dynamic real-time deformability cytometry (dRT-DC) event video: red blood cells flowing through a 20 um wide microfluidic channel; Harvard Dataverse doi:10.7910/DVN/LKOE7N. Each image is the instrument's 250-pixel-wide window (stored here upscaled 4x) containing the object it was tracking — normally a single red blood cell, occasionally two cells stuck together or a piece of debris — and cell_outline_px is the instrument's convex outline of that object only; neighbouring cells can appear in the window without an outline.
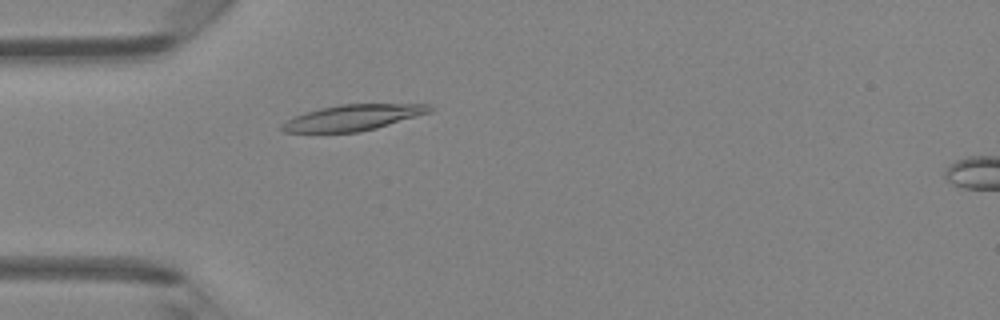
{"species": "Egyptian fruit bat (a non-hibernating species)", "species_latin": "Rousettus aegyptiacus", "temperature_condition": "room temperature", "stored_images_in_passage": 46, "camera_frame_rate_fps": 3000, "um_per_image_px": 0.085, "animal": {"sex": "female"}, "frame": {"image": 1, "passage_image": 12, "time_ms": 3.667, "image_size_px": [1000, 320], "cell_outline_px": [[436, 108], [432, 112], [376, 128], [360, 132], [284, 132], [280, 128], [280, 124], [292, 116], [304, 112], [320, 108], [340, 104], [428, 104]], "centroid_in_image_um": [30.0, 9.99], "position_along_channel_um": 55.0, "area_um2": 22.43}}
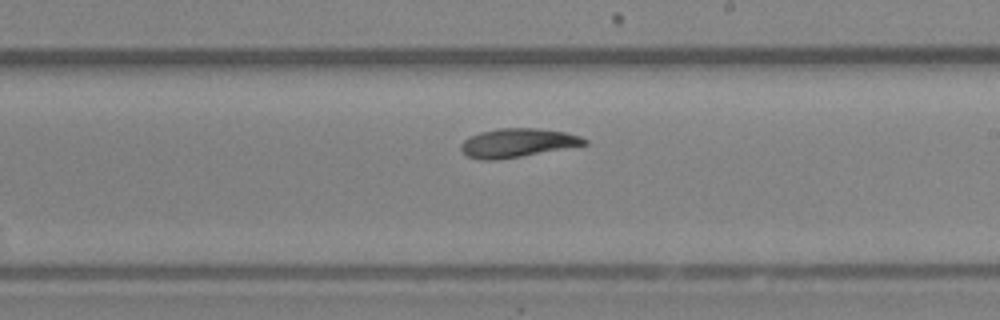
{"frame": {"image": 2, "passage_image": 26, "time_ms": 8.333, "image_size_px": [1000, 320], "cell_outline_px": [[588, 144], [500, 160], [480, 160], [468, 156], [460, 148], [460, 144], [464, 140], [480, 132], [500, 128], [536, 128], [564, 132], [580, 136], [588, 140]], "centroid_in_image_um": [43.98, 12.15], "position_along_channel_um": 245.0, "area_um2": 20.58}}
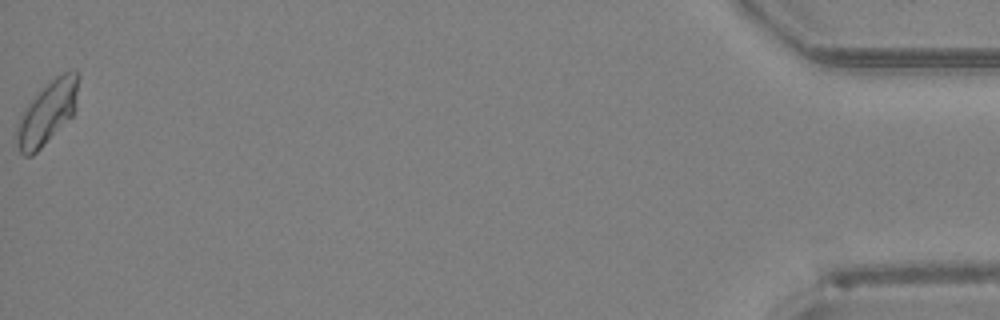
{"frame": {"image": 3, "passage_image": 46, "time_ms": 15.0, "image_size_px": [1000, 320], "cell_outline_px": [[80, 72], [76, 108], [72, 116], [32, 156], [24, 156], [20, 152], [16, 144], [16, 128], [20, 116], [24, 108], [56, 76], [64, 72], [76, 68]], "centroid_in_image_um": [4.05, 9.56], "position_along_channel_um": 431.2, "area_um2": 22.48}, "authors_computed_cell_mechanics": {"area_um2": 20.9814, "velocity_mm_per_s": 4.2286, "shape_relaxation_time_tau1_ms": null, "shape_relaxation_time_tau2_ms": 9.0768, "deformation_change_tau1": null, "deformation_change_tau2": 0.1487}}